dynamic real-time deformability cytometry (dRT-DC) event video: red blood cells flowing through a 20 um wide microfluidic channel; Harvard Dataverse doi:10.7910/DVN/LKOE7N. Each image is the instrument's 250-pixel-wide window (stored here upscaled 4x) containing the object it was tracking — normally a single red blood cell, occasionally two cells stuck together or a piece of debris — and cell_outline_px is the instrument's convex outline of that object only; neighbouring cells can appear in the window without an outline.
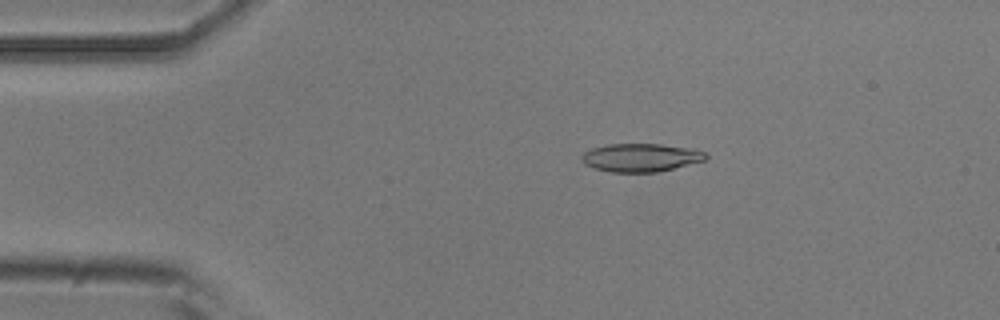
{"species": "common noctule bat (a hibernating species)", "species_latin": "Nyctalus noctula", "temperature_condition": "room temperature", "stored_images_in_passage": 50, "camera_frame_rate_fps": 3000, "um_per_image_px": 0.085, "animal": {"sex": "male", "body_mass_g": 20.5, "forearm_length_mm": 52.5}, "frame": {"image": 1, "passage_image": 9, "time_ms": 2.667, "image_size_px": [1000, 320], "cell_outline_px": [[708, 156], [704, 160], [656, 172], [608, 172], [584, 164], [580, 160], [580, 156], [584, 152], [592, 148], [608, 144], [660, 144], [692, 148], [704, 152]], "centroid_in_image_um": [54.41, 13.39], "position_along_channel_um": 30.6, "area_um2": 20.29}}
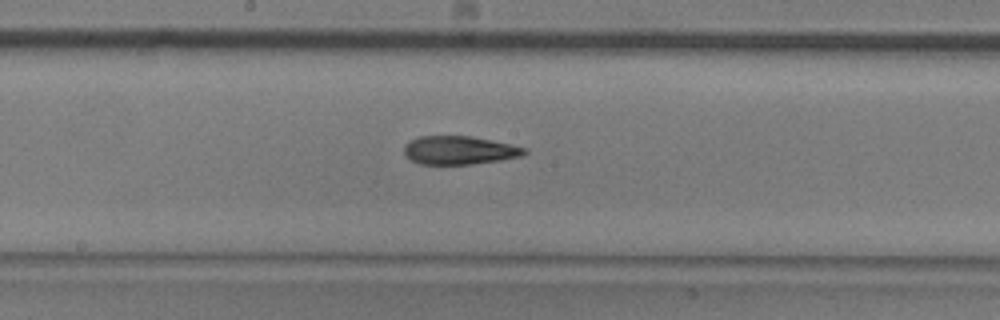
{"frame": {"image": 2, "passage_image": 26, "time_ms": 8.333, "image_size_px": [1000, 320], "cell_outline_px": [[528, 152], [520, 156], [500, 160], [472, 164], [420, 164], [412, 160], [404, 152], [404, 144], [416, 136], [468, 136], [528, 148]], "centroid_in_image_um": [39.01, 12.77], "position_along_channel_um": 209.2, "area_um2": 19.71}}
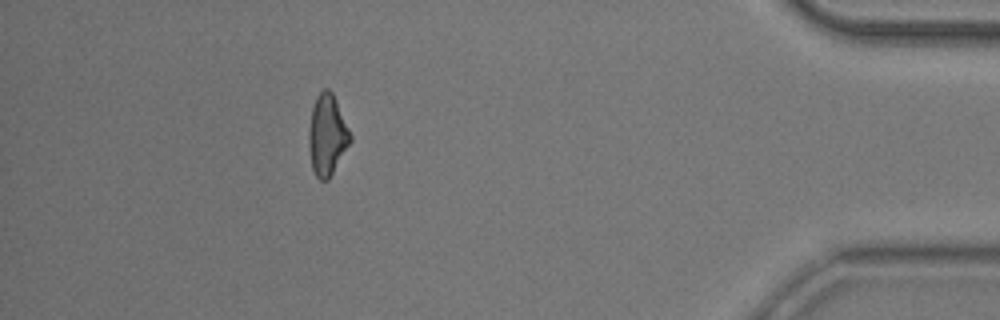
{"frame": {"image": 3, "passage_image": 45, "time_ms": 14.667, "image_size_px": [1000, 320], "cell_outline_px": [[352, 140], [328, 180], [320, 180], [316, 176], [312, 168], [308, 144], [308, 132], [312, 108], [316, 96], [324, 88], [328, 88], [332, 92], [352, 136]], "centroid_in_image_um": [27.8, 11.47], "position_along_channel_um": 407.4, "area_um2": 19.42}, "authors_computed_cell_mechanics": {"area_um2": 20.3456, "velocity_mm_per_s": 3.9696, "shape_relaxation_time_tau1_ms": 7.6732, "shape_relaxation_time_tau2_ms": 3.3129, "deformation_change_tau1": 0.2026, "deformation_change_tau2": 0.1317}}